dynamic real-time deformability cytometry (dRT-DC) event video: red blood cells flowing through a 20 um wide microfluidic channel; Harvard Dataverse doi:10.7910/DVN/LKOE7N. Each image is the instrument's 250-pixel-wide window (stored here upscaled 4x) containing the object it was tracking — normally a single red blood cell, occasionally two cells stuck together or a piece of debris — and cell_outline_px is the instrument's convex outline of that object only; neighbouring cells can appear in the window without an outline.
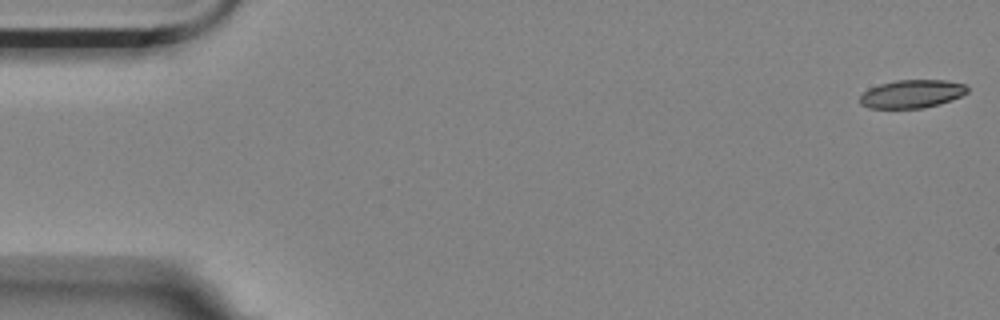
{"species": "Egyptian fruit bat (a non-hibernating species)", "species_latin": "Rousettus aegyptiacus", "temperature_condition": "room temperature", "stored_images_in_passage": 5, "camera_frame_rate_fps": 3000, "um_per_image_px": 0.085, "animal": {"sex": "female"}, "frame": {"image": 1, "passage_image": 1, "time_ms": 0.0, "image_size_px": [1000, 320], "cell_outline_px": [[968, 92], [960, 96], [924, 108], [872, 108], [860, 104], [860, 96], [868, 88], [880, 84], [896, 80], [944, 80], [964, 84], [968, 88]], "centroid_in_image_um": [77.48, 7.97], "position_along_channel_um": 7.5, "area_um2": 17.4}}
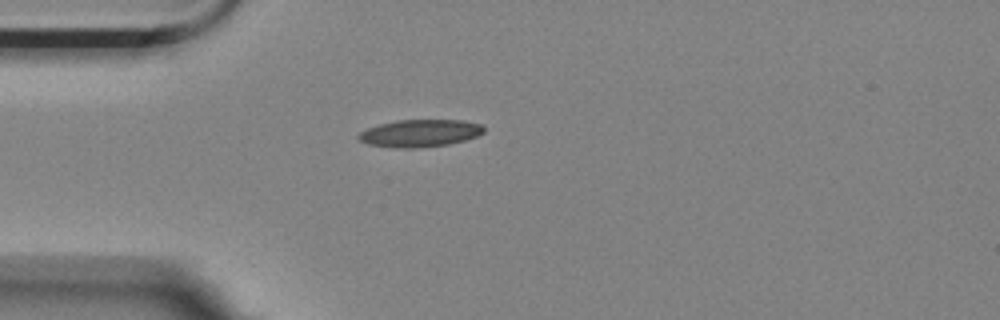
{"frame": {"image": 2, "passage_image": 5, "time_ms": 1.333, "image_size_px": [1000, 320], "cell_outline_px": [[484, 132], [476, 136], [464, 140], [448, 144], [416, 148], [392, 148], [368, 144], [360, 140], [356, 136], [360, 132], [368, 128], [380, 124], [396, 120], [464, 120], [480, 124], [484, 128]], "centroid_in_image_um": [35.67, 11.32], "position_along_channel_um": 49.3, "area_um2": 19.94}}